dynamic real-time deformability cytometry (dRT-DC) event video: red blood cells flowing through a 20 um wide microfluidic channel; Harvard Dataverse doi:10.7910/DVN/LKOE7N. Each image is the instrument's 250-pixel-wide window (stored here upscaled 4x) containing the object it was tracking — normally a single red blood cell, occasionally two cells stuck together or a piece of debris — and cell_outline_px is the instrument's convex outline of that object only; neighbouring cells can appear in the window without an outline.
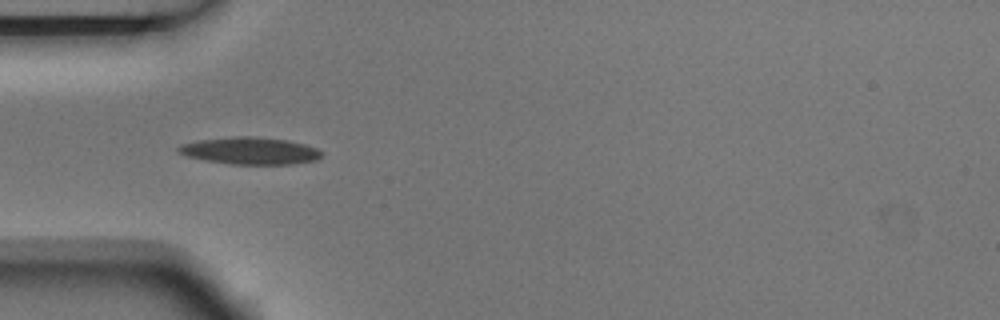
{"species": "Egyptian fruit bat (a non-hibernating species)", "species_latin": "Rousettus aegyptiacus", "temperature_condition": "room temperature", "stored_images_in_passage": 5, "camera_frame_rate_fps": 3000, "um_per_image_px": 0.085, "animal": {"sex": "male"}, "frame": {"image": 1, "passage_image": 2, "time_ms": 0.333, "image_size_px": [1000, 320], "cell_outline_px": [[324, 152], [316, 160], [292, 164], [232, 164], [208, 160], [188, 156], [176, 152], [176, 148], [180, 144], [196, 140], [232, 136], [252, 136], [288, 140], [304, 144], [316, 148]], "centroid_in_image_um": [21.23, 12.8], "position_along_channel_um": 63.8, "area_um2": 22.66}}
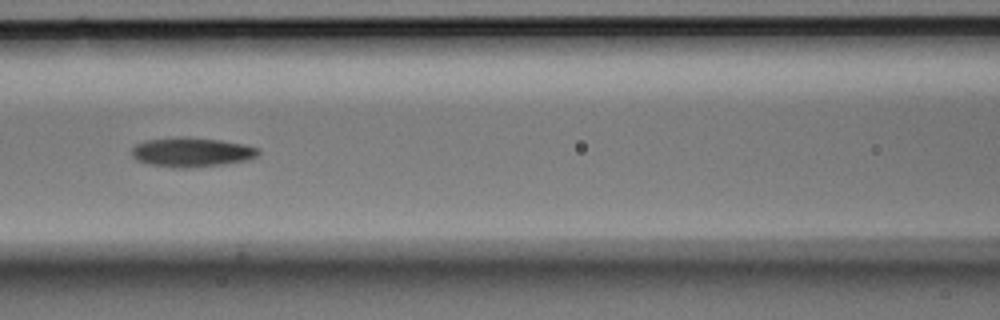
{"frame": {"image": 2, "passage_image": 4, "time_ms": 1.0, "image_size_px": [1000, 320], "cell_outline_px": [[260, 152], [256, 156], [248, 160], [224, 164], [192, 168], [172, 168], [148, 164], [136, 160], [132, 156], [132, 148], [136, 144], [144, 140], [220, 140], [244, 144], [260, 148]], "centroid_in_image_um": [16.32, 13.0], "position_along_channel_um": 150.3, "area_um2": 20.92}}
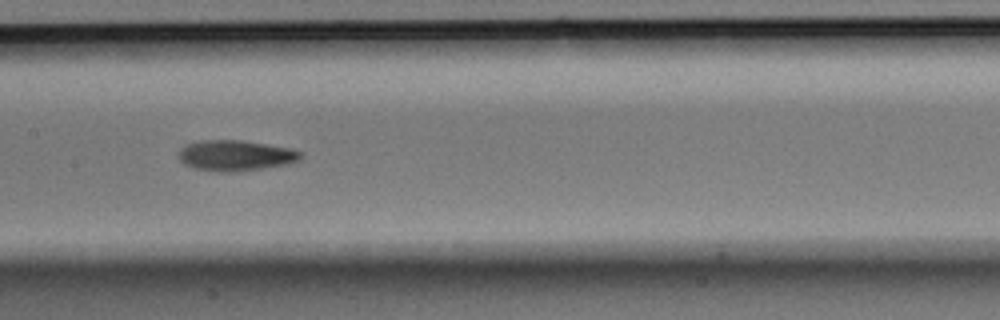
{"frame": {"image": 3, "passage_image": 5, "time_ms": 1.333, "image_size_px": [1000, 320], "cell_outline_px": [[304, 152], [300, 160], [288, 164], [240, 172], [220, 172], [192, 168], [184, 164], [180, 160], [180, 152], [188, 144], [200, 140], [240, 140], [288, 148]], "centroid_in_image_um": [20.06, 13.24], "position_along_channel_um": 187.3, "area_um2": 21.73}}